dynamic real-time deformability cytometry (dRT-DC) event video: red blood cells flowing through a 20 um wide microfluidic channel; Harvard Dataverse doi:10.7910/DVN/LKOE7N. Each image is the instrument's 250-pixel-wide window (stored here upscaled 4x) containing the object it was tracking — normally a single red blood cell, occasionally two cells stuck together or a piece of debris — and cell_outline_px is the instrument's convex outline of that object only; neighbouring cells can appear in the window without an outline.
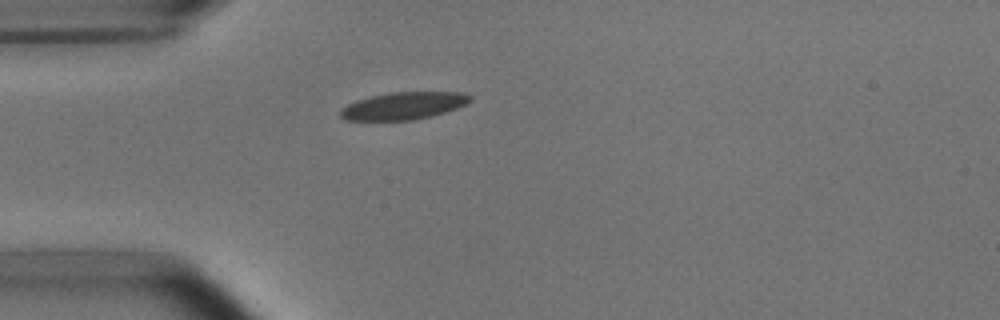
{"species": "common noctule bat (a hibernating species)", "species_latin": "Nyctalus noctula", "temperature_condition": "room temperature", "stored_images_in_passage": 1, "camera_frame_rate_fps": 3000, "um_per_image_px": 0.085, "animal": {"sex": "male", "body_mass_g": 15.6}, "frame": {"image": 1, "passage_image": 1, "time_ms": 0.0, "image_size_px": [1000, 320], "cell_outline_px": [[472, 100], [456, 108], [432, 116], [412, 120], [344, 120], [340, 116], [340, 112], [348, 104], [356, 100], [388, 92], [464, 92], [472, 96]], "centroid_in_image_um": [34.31, 8.98], "position_along_channel_um": 50.7, "area_um2": 20.58}}